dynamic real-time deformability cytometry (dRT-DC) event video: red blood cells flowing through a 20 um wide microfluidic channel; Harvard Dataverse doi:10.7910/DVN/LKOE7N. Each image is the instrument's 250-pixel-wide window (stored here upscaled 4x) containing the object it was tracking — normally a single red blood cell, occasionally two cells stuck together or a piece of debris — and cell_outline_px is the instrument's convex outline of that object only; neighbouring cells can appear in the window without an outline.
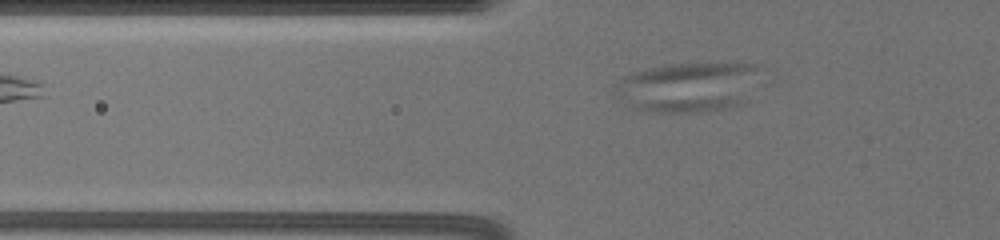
{"species": "common noctule bat (a hibernating species)", "species_latin": "Nyctalus noctula", "temperature_condition": "warm", "stored_images_in_passage": 27, "segment_of_instrument_passage": [2, 2], "camera_frame_rate_fps": 3000, "um_per_image_px": 0.085, "animal": {"sex": "female", "body_mass_g": 19.5, "forearm_length_mm": 54.1}, "frame": {"image": 1, "passage_image": 8, "time_ms": 1.667, "image_size_px": [1000, 240], "cell_outline_px": [[756, 68], [740, 104], [708, 112], [652, 112], [636, 108], [616, 96], [612, 92], [620, 76], [628, 72], [648, 68], [672, 64], [756, 64]], "centroid_in_image_um": [58.26, 7.41], "position_along_channel_um": 67.5, "area_um2": 40.86}}